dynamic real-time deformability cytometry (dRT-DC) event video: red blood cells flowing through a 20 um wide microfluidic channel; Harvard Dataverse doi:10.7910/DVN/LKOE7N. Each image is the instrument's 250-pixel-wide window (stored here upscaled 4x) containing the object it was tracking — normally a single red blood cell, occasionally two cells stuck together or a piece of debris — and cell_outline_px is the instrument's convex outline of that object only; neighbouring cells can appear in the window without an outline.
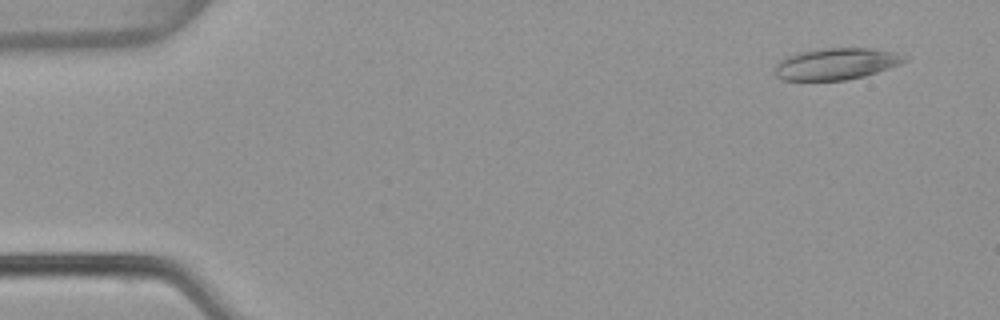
{"species": "common noctule bat (a hibernating species)", "species_latin": "Nyctalus noctula", "temperature_condition": "warm", "stored_images_in_passage": 55, "segment_of_instrument_passage": [1, 2], "camera_frame_rate_fps": 3000, "um_per_image_px": 0.085, "animal": {"sex": "female", "body_mass_g": 22.7, "forearm_length_mm": 54.2}, "frame": {"image": 1, "passage_image": 4, "time_ms": 1.0, "image_size_px": [1000, 320], "cell_outline_px": [[908, 60], [900, 64], [864, 76], [848, 80], [784, 80], [776, 76], [776, 64], [784, 56], [796, 52], [824, 48], [868, 48], [888, 52]], "centroid_in_image_um": [70.96, 5.43], "position_along_channel_um": 14.0, "area_um2": 23.47}}
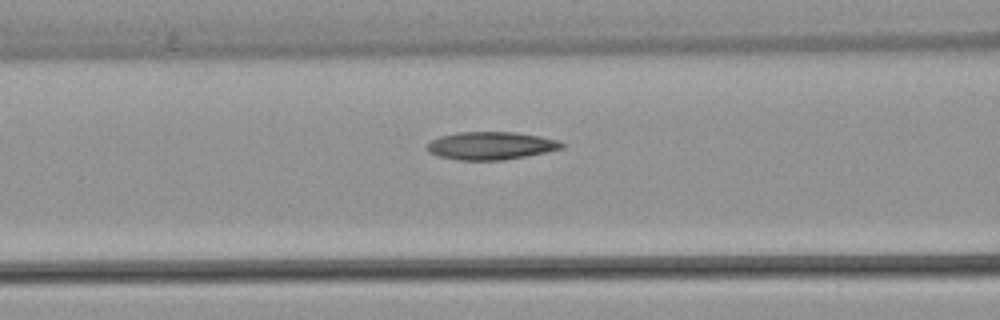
{"frame": {"image": 2, "passage_image": 22, "time_ms": 7.0, "image_size_px": [1000, 320], "cell_outline_px": [[564, 148], [528, 156], [504, 160], [460, 160], [440, 156], [428, 152], [428, 144], [432, 140], [440, 136], [456, 132], [512, 132], [540, 136], [560, 140], [564, 144]], "centroid_in_image_um": [41.77, 12.38], "position_along_channel_um": 124.8, "area_um2": 21.85}}
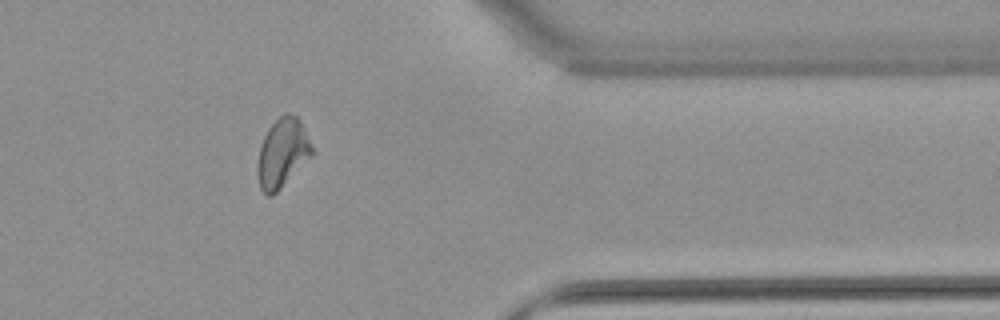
{"frame": {"image": 3, "passage_image": 44, "time_ms": 14.333, "image_size_px": [1000, 320], "cell_outline_px": [[316, 152], [272, 196], [268, 196], [260, 188], [256, 172], [256, 168], [260, 148], [264, 136], [268, 128], [284, 112], [288, 112], [296, 116], [300, 120]], "centroid_in_image_um": [24.02, 12.99], "position_along_channel_um": 387.4, "area_um2": 21.96}}